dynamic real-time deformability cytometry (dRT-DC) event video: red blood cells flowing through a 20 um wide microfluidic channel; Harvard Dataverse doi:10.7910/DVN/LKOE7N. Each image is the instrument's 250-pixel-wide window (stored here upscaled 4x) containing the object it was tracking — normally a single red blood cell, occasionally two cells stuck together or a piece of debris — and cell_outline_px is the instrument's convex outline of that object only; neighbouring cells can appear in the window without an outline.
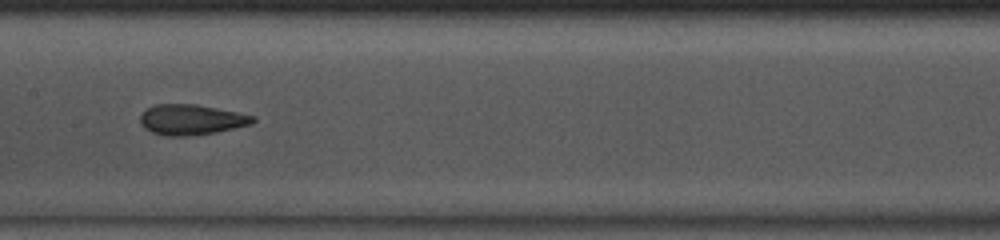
{"species": "common noctule bat (a hibernating species)", "species_latin": "Nyctalus noctula", "temperature_condition": "room temperature", "stored_images_in_passage": 35, "camera_frame_rate_fps": 3000, "um_per_image_px": 0.085, "animal": {"sex": "male", "body_mass_g": 13.0, "forearm_length_mm": 53.1}, "frame": {"image": 1, "passage_image": 11, "time_ms": 3.333, "image_size_px": [1000, 240], "cell_outline_px": [[256, 120], [252, 124], [216, 132], [184, 136], [164, 136], [152, 132], [144, 128], [140, 120], [140, 116], [148, 108], [156, 104], [196, 104], [256, 116]], "centroid_in_image_um": [16.27, 10.17], "position_along_channel_um": 191.1, "area_um2": 19.83}}
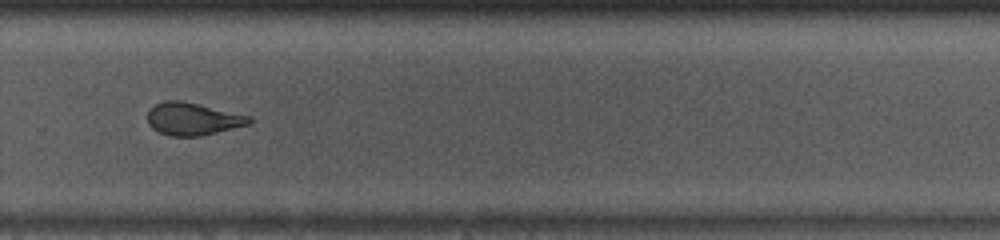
{"frame": {"image": 2, "passage_image": 20, "time_ms": 6.333, "image_size_px": [1000, 240], "cell_outline_px": [[256, 120], [252, 124], [200, 136], [168, 136], [152, 128], [148, 124], [148, 112], [156, 104], [164, 100], [180, 100], [252, 116]], "centroid_in_image_um": [16.44, 10.11], "position_along_channel_um": 313.4, "area_um2": 19.42}, "authors_computed_cell_mechanics": {"area_um2": 20.0566, "velocity_mm_per_s": 4.1054, "shape_relaxation_time_tau1_ms": 7.2252, "shape_relaxation_time_tau2_ms": 1.526, "deformation_change_tau1": 0.1877, "deformation_change_tau2": 0.071}}